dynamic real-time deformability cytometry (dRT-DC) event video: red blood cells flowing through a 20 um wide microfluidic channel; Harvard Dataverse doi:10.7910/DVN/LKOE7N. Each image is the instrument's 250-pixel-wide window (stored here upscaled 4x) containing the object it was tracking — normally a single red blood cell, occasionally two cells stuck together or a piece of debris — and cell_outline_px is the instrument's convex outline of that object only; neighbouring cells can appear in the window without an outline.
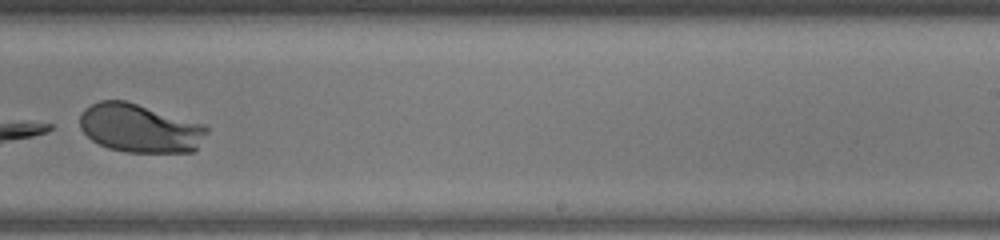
{"species": "human", "species_latin": "Homo sapiens", "temperature_condition": "warm", "stored_images_in_passage": 33, "camera_frame_rate_fps": 3000, "um_per_image_px": 0.085, "donor": {"sex": "female"}, "frame": {"image": 1, "passage_image": 30, "time_ms": 9.667, "image_size_px": [1000, 240], "cell_outline_px": [[208, 132], [196, 148], [192, 152], [124, 152], [108, 148], [92, 140], [80, 128], [80, 116], [84, 108], [100, 100], [124, 100], [204, 124], [208, 128]], "centroid_in_image_um": [11.87, 10.9], "position_along_channel_um": 277.1, "area_um2": 35.78}}